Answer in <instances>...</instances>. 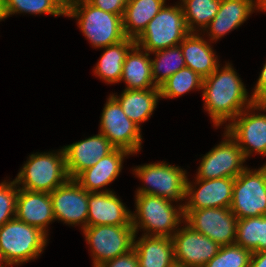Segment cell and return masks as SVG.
<instances>
[{"label":"cell","mask_w":266,"mask_h":267,"mask_svg":"<svg viewBox=\"0 0 266 267\" xmlns=\"http://www.w3.org/2000/svg\"><path fill=\"white\" fill-rule=\"evenodd\" d=\"M220 67L204 78L202 83L204 110L217 128L227 121L230 123L254 103L232 64L228 62Z\"/></svg>","instance_id":"cell-1"},{"label":"cell","mask_w":266,"mask_h":267,"mask_svg":"<svg viewBox=\"0 0 266 267\" xmlns=\"http://www.w3.org/2000/svg\"><path fill=\"white\" fill-rule=\"evenodd\" d=\"M173 202L155 195L135 194L136 212L131 214L135 234L143 229L142 235L171 238L185 218L183 205L174 206Z\"/></svg>","instance_id":"cell-2"},{"label":"cell","mask_w":266,"mask_h":267,"mask_svg":"<svg viewBox=\"0 0 266 267\" xmlns=\"http://www.w3.org/2000/svg\"><path fill=\"white\" fill-rule=\"evenodd\" d=\"M65 16L78 21L81 32L95 49H102L126 38L122 16L105 12L87 0H76Z\"/></svg>","instance_id":"cell-3"},{"label":"cell","mask_w":266,"mask_h":267,"mask_svg":"<svg viewBox=\"0 0 266 267\" xmlns=\"http://www.w3.org/2000/svg\"><path fill=\"white\" fill-rule=\"evenodd\" d=\"M23 165L14 179L20 189L51 193L69 179L63 147L56 152L31 154Z\"/></svg>","instance_id":"cell-4"},{"label":"cell","mask_w":266,"mask_h":267,"mask_svg":"<svg viewBox=\"0 0 266 267\" xmlns=\"http://www.w3.org/2000/svg\"><path fill=\"white\" fill-rule=\"evenodd\" d=\"M48 235L16 217L0 227V251L6 262L21 265L38 258L47 246Z\"/></svg>","instance_id":"cell-5"},{"label":"cell","mask_w":266,"mask_h":267,"mask_svg":"<svg viewBox=\"0 0 266 267\" xmlns=\"http://www.w3.org/2000/svg\"><path fill=\"white\" fill-rule=\"evenodd\" d=\"M189 33L179 2L174 6H163L135 39V44L152 53L179 45Z\"/></svg>","instance_id":"cell-6"},{"label":"cell","mask_w":266,"mask_h":267,"mask_svg":"<svg viewBox=\"0 0 266 267\" xmlns=\"http://www.w3.org/2000/svg\"><path fill=\"white\" fill-rule=\"evenodd\" d=\"M144 182L135 194H148L179 202L185 201L187 172L179 166L163 162L143 164L133 169Z\"/></svg>","instance_id":"cell-7"},{"label":"cell","mask_w":266,"mask_h":267,"mask_svg":"<svg viewBox=\"0 0 266 267\" xmlns=\"http://www.w3.org/2000/svg\"><path fill=\"white\" fill-rule=\"evenodd\" d=\"M230 210L238 219L266 215V167L248 166L235 178Z\"/></svg>","instance_id":"cell-8"},{"label":"cell","mask_w":266,"mask_h":267,"mask_svg":"<svg viewBox=\"0 0 266 267\" xmlns=\"http://www.w3.org/2000/svg\"><path fill=\"white\" fill-rule=\"evenodd\" d=\"M82 231L91 247L93 267H99L133 249L135 232L132 225L87 226Z\"/></svg>","instance_id":"cell-9"},{"label":"cell","mask_w":266,"mask_h":267,"mask_svg":"<svg viewBox=\"0 0 266 267\" xmlns=\"http://www.w3.org/2000/svg\"><path fill=\"white\" fill-rule=\"evenodd\" d=\"M255 110L264 113H255ZM265 111V102H254L225 125V130L237 142L246 160L253 152L266 156Z\"/></svg>","instance_id":"cell-10"},{"label":"cell","mask_w":266,"mask_h":267,"mask_svg":"<svg viewBox=\"0 0 266 267\" xmlns=\"http://www.w3.org/2000/svg\"><path fill=\"white\" fill-rule=\"evenodd\" d=\"M100 133H102L115 148L136 154L142 148L141 127L130 120L120 104L110 95L100 117Z\"/></svg>","instance_id":"cell-11"},{"label":"cell","mask_w":266,"mask_h":267,"mask_svg":"<svg viewBox=\"0 0 266 267\" xmlns=\"http://www.w3.org/2000/svg\"><path fill=\"white\" fill-rule=\"evenodd\" d=\"M184 222L219 246L235 244L238 218L225 208L184 210Z\"/></svg>","instance_id":"cell-12"},{"label":"cell","mask_w":266,"mask_h":267,"mask_svg":"<svg viewBox=\"0 0 266 267\" xmlns=\"http://www.w3.org/2000/svg\"><path fill=\"white\" fill-rule=\"evenodd\" d=\"M224 139L202 156L197 179L236 178L247 166L246 158L237 142L224 131Z\"/></svg>","instance_id":"cell-13"},{"label":"cell","mask_w":266,"mask_h":267,"mask_svg":"<svg viewBox=\"0 0 266 267\" xmlns=\"http://www.w3.org/2000/svg\"><path fill=\"white\" fill-rule=\"evenodd\" d=\"M55 220L70 226L87 227L88 191L74 179H68L63 185L50 193Z\"/></svg>","instance_id":"cell-14"},{"label":"cell","mask_w":266,"mask_h":267,"mask_svg":"<svg viewBox=\"0 0 266 267\" xmlns=\"http://www.w3.org/2000/svg\"><path fill=\"white\" fill-rule=\"evenodd\" d=\"M235 178L197 179L186 181L184 210L230 207ZM194 184V185H193ZM198 187V188H196Z\"/></svg>","instance_id":"cell-15"},{"label":"cell","mask_w":266,"mask_h":267,"mask_svg":"<svg viewBox=\"0 0 266 267\" xmlns=\"http://www.w3.org/2000/svg\"><path fill=\"white\" fill-rule=\"evenodd\" d=\"M173 234L174 258L187 267H204L219 251L220 247L209 237L194 231L184 222Z\"/></svg>","instance_id":"cell-16"},{"label":"cell","mask_w":266,"mask_h":267,"mask_svg":"<svg viewBox=\"0 0 266 267\" xmlns=\"http://www.w3.org/2000/svg\"><path fill=\"white\" fill-rule=\"evenodd\" d=\"M66 170L70 179L80 172L94 166L102 157L112 152L115 147L102 134L98 133L81 141L63 147Z\"/></svg>","instance_id":"cell-17"},{"label":"cell","mask_w":266,"mask_h":267,"mask_svg":"<svg viewBox=\"0 0 266 267\" xmlns=\"http://www.w3.org/2000/svg\"><path fill=\"white\" fill-rule=\"evenodd\" d=\"M113 191L88 192L87 226L132 225V214Z\"/></svg>","instance_id":"cell-18"},{"label":"cell","mask_w":266,"mask_h":267,"mask_svg":"<svg viewBox=\"0 0 266 267\" xmlns=\"http://www.w3.org/2000/svg\"><path fill=\"white\" fill-rule=\"evenodd\" d=\"M131 156L128 151L115 148L102 157L94 166L80 172L74 180L88 192L112 191L105 188L119 176L125 157ZM103 188L104 190H100Z\"/></svg>","instance_id":"cell-19"},{"label":"cell","mask_w":266,"mask_h":267,"mask_svg":"<svg viewBox=\"0 0 266 267\" xmlns=\"http://www.w3.org/2000/svg\"><path fill=\"white\" fill-rule=\"evenodd\" d=\"M15 217L48 234V225L55 221L50 193L18 188Z\"/></svg>","instance_id":"cell-20"},{"label":"cell","mask_w":266,"mask_h":267,"mask_svg":"<svg viewBox=\"0 0 266 267\" xmlns=\"http://www.w3.org/2000/svg\"><path fill=\"white\" fill-rule=\"evenodd\" d=\"M254 11L253 0H221L219 11L203 33L207 32L209 36L207 40L214 43L213 41H218L241 26Z\"/></svg>","instance_id":"cell-21"},{"label":"cell","mask_w":266,"mask_h":267,"mask_svg":"<svg viewBox=\"0 0 266 267\" xmlns=\"http://www.w3.org/2000/svg\"><path fill=\"white\" fill-rule=\"evenodd\" d=\"M201 35V32L189 33L179 45L186 67L204 79L218 68L220 62L210 45L211 43L207 42Z\"/></svg>","instance_id":"cell-22"},{"label":"cell","mask_w":266,"mask_h":267,"mask_svg":"<svg viewBox=\"0 0 266 267\" xmlns=\"http://www.w3.org/2000/svg\"><path fill=\"white\" fill-rule=\"evenodd\" d=\"M121 81L129 90L159 88L152 77L150 53L135 44L125 57Z\"/></svg>","instance_id":"cell-23"},{"label":"cell","mask_w":266,"mask_h":267,"mask_svg":"<svg viewBox=\"0 0 266 267\" xmlns=\"http://www.w3.org/2000/svg\"><path fill=\"white\" fill-rule=\"evenodd\" d=\"M136 236L135 234L133 248L139 267H169L175 260L172 238L142 235L136 240Z\"/></svg>","instance_id":"cell-24"},{"label":"cell","mask_w":266,"mask_h":267,"mask_svg":"<svg viewBox=\"0 0 266 267\" xmlns=\"http://www.w3.org/2000/svg\"><path fill=\"white\" fill-rule=\"evenodd\" d=\"M110 94L121 106L126 116L140 127L146 122L161 99L159 88L144 90L124 89L121 95Z\"/></svg>","instance_id":"cell-25"},{"label":"cell","mask_w":266,"mask_h":267,"mask_svg":"<svg viewBox=\"0 0 266 267\" xmlns=\"http://www.w3.org/2000/svg\"><path fill=\"white\" fill-rule=\"evenodd\" d=\"M166 0H128L122 17L125 36L136 39L165 6Z\"/></svg>","instance_id":"cell-26"},{"label":"cell","mask_w":266,"mask_h":267,"mask_svg":"<svg viewBox=\"0 0 266 267\" xmlns=\"http://www.w3.org/2000/svg\"><path fill=\"white\" fill-rule=\"evenodd\" d=\"M135 45V39L126 37L124 40L104 47V51L93 71L107 84L121 80L123 63L129 50Z\"/></svg>","instance_id":"cell-27"},{"label":"cell","mask_w":266,"mask_h":267,"mask_svg":"<svg viewBox=\"0 0 266 267\" xmlns=\"http://www.w3.org/2000/svg\"><path fill=\"white\" fill-rule=\"evenodd\" d=\"M235 244L251 253L265 251L266 215L238 219Z\"/></svg>","instance_id":"cell-28"},{"label":"cell","mask_w":266,"mask_h":267,"mask_svg":"<svg viewBox=\"0 0 266 267\" xmlns=\"http://www.w3.org/2000/svg\"><path fill=\"white\" fill-rule=\"evenodd\" d=\"M180 2L190 33H198L200 30L203 32L221 5V0H180Z\"/></svg>","instance_id":"cell-29"},{"label":"cell","mask_w":266,"mask_h":267,"mask_svg":"<svg viewBox=\"0 0 266 267\" xmlns=\"http://www.w3.org/2000/svg\"><path fill=\"white\" fill-rule=\"evenodd\" d=\"M150 54H155L156 57L151 59V69L152 77L157 87L171 75L186 67L180 45L161 49Z\"/></svg>","instance_id":"cell-30"},{"label":"cell","mask_w":266,"mask_h":267,"mask_svg":"<svg viewBox=\"0 0 266 267\" xmlns=\"http://www.w3.org/2000/svg\"><path fill=\"white\" fill-rule=\"evenodd\" d=\"M203 78L189 67H184L171 75L159 86L161 98L172 99L197 89L202 90Z\"/></svg>","instance_id":"cell-31"},{"label":"cell","mask_w":266,"mask_h":267,"mask_svg":"<svg viewBox=\"0 0 266 267\" xmlns=\"http://www.w3.org/2000/svg\"><path fill=\"white\" fill-rule=\"evenodd\" d=\"M20 13L65 16V13L51 0H2L4 20L10 15Z\"/></svg>","instance_id":"cell-32"},{"label":"cell","mask_w":266,"mask_h":267,"mask_svg":"<svg viewBox=\"0 0 266 267\" xmlns=\"http://www.w3.org/2000/svg\"><path fill=\"white\" fill-rule=\"evenodd\" d=\"M252 253L239 245L221 246L204 267H249Z\"/></svg>","instance_id":"cell-33"},{"label":"cell","mask_w":266,"mask_h":267,"mask_svg":"<svg viewBox=\"0 0 266 267\" xmlns=\"http://www.w3.org/2000/svg\"><path fill=\"white\" fill-rule=\"evenodd\" d=\"M15 180L0 183V227L15 218L18 186Z\"/></svg>","instance_id":"cell-34"},{"label":"cell","mask_w":266,"mask_h":267,"mask_svg":"<svg viewBox=\"0 0 266 267\" xmlns=\"http://www.w3.org/2000/svg\"><path fill=\"white\" fill-rule=\"evenodd\" d=\"M93 6L123 17L128 0H87Z\"/></svg>","instance_id":"cell-35"},{"label":"cell","mask_w":266,"mask_h":267,"mask_svg":"<svg viewBox=\"0 0 266 267\" xmlns=\"http://www.w3.org/2000/svg\"><path fill=\"white\" fill-rule=\"evenodd\" d=\"M99 267H139L136 251L131 249L129 252L106 261Z\"/></svg>","instance_id":"cell-36"},{"label":"cell","mask_w":266,"mask_h":267,"mask_svg":"<svg viewBox=\"0 0 266 267\" xmlns=\"http://www.w3.org/2000/svg\"><path fill=\"white\" fill-rule=\"evenodd\" d=\"M250 96L254 102L266 103V63L262 67L256 85L253 89V93Z\"/></svg>","instance_id":"cell-37"},{"label":"cell","mask_w":266,"mask_h":267,"mask_svg":"<svg viewBox=\"0 0 266 267\" xmlns=\"http://www.w3.org/2000/svg\"><path fill=\"white\" fill-rule=\"evenodd\" d=\"M249 267H266V250L252 253Z\"/></svg>","instance_id":"cell-38"},{"label":"cell","mask_w":266,"mask_h":267,"mask_svg":"<svg viewBox=\"0 0 266 267\" xmlns=\"http://www.w3.org/2000/svg\"><path fill=\"white\" fill-rule=\"evenodd\" d=\"M51 1L54 2L66 14L76 0H51Z\"/></svg>","instance_id":"cell-39"},{"label":"cell","mask_w":266,"mask_h":267,"mask_svg":"<svg viewBox=\"0 0 266 267\" xmlns=\"http://www.w3.org/2000/svg\"><path fill=\"white\" fill-rule=\"evenodd\" d=\"M254 10L266 12V0H253Z\"/></svg>","instance_id":"cell-40"},{"label":"cell","mask_w":266,"mask_h":267,"mask_svg":"<svg viewBox=\"0 0 266 267\" xmlns=\"http://www.w3.org/2000/svg\"><path fill=\"white\" fill-rule=\"evenodd\" d=\"M10 265L6 262L3 257L2 252L0 251V267H9Z\"/></svg>","instance_id":"cell-41"},{"label":"cell","mask_w":266,"mask_h":267,"mask_svg":"<svg viewBox=\"0 0 266 267\" xmlns=\"http://www.w3.org/2000/svg\"><path fill=\"white\" fill-rule=\"evenodd\" d=\"M169 267H187L185 266L183 263L179 262V261H176L174 260L170 265Z\"/></svg>","instance_id":"cell-42"},{"label":"cell","mask_w":266,"mask_h":267,"mask_svg":"<svg viewBox=\"0 0 266 267\" xmlns=\"http://www.w3.org/2000/svg\"><path fill=\"white\" fill-rule=\"evenodd\" d=\"M0 17H3V15H2V0H0Z\"/></svg>","instance_id":"cell-43"}]
</instances>
